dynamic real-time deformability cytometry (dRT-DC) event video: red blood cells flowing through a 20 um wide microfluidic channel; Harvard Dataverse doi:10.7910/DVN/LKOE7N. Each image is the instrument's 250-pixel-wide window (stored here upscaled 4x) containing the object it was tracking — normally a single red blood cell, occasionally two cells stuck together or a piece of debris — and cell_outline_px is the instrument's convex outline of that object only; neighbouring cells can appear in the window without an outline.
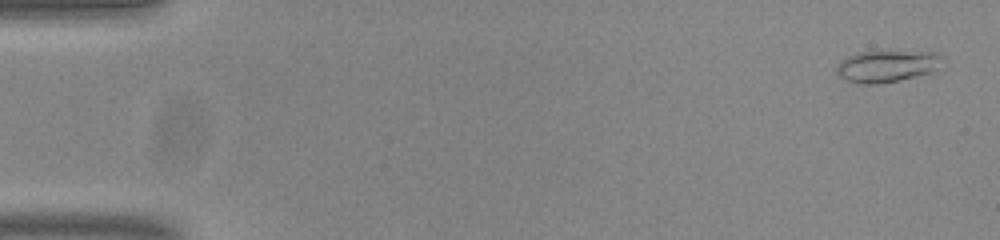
{"species": "common noctule bat (a hibernating species)", "species_latin": "Nyctalus noctula", "temperature_condition": "room temperature", "stored_images_in_passage": 54, "camera_frame_rate_fps": 3000, "um_per_image_px": 0.085, "animal": {"sex": "male", "body_mass_g": 20.0, "forearm_length_mm": 53.3}, "frame": {"image": 1, "passage_image": 2, "time_ms": 0.333, "image_size_px": [1000, 240], "cell_outline_px": [[944, 56], [928, 72], [916, 76], [876, 84], [864, 84], [848, 80], [840, 76], [836, 68], [848, 56], [856, 52], [936, 52]], "centroid_in_image_um": [75.34, 5.61], "position_along_channel_um": 9.7, "area_um2": 18.61}}
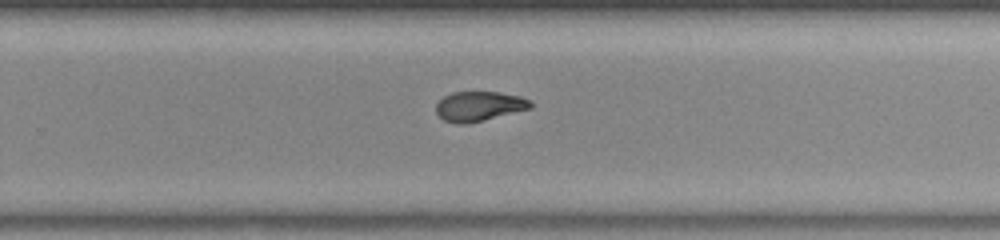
{"frame": {"image": 2, "passage_image": 35, "time_ms": 11.333, "image_size_px": [1000, 240], "cell_outline_px": [[532, 108], [464, 124], [456, 124], [444, 120], [436, 112], [436, 104], [444, 96], [452, 92], [496, 92], [520, 96], [528, 100], [532, 104]], "centroid_in_image_um": [40.69, 9.02], "position_along_channel_um": 289.1, "area_um2": 16.07}}
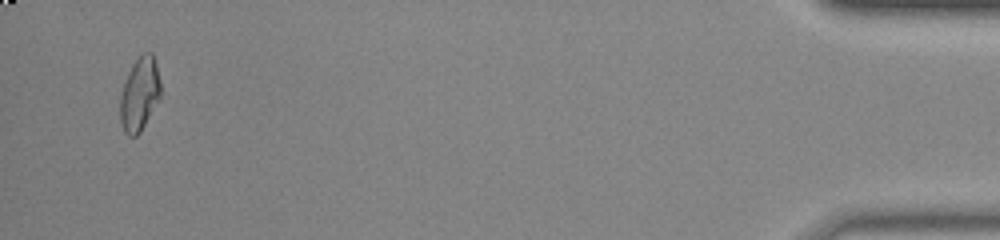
{"frame": {"image": 3, "passage_image": 52, "time_ms": 17.0, "image_size_px": [1000, 240], "cell_outline_px": [[160, 96], [140, 132], [136, 136], [128, 136], [124, 132], [120, 120], [120, 96], [128, 72], [132, 64], [140, 52], [152, 52], [156, 64], [160, 80]], "centroid_in_image_um": [11.85, 7.96], "position_along_channel_um": 423.4, "area_um2": 17.28}, "authors_computed_cell_mechanics": {"area_um2": 17.1666, "velocity_mm_per_s": 3.8249, "shape_relaxation_time_tau1_ms": 9.7737, "shape_relaxation_time_tau2_ms": 1.8878, "deformation_change_tau1": 0.2475, "deformation_change_tau2": 0.0692}}